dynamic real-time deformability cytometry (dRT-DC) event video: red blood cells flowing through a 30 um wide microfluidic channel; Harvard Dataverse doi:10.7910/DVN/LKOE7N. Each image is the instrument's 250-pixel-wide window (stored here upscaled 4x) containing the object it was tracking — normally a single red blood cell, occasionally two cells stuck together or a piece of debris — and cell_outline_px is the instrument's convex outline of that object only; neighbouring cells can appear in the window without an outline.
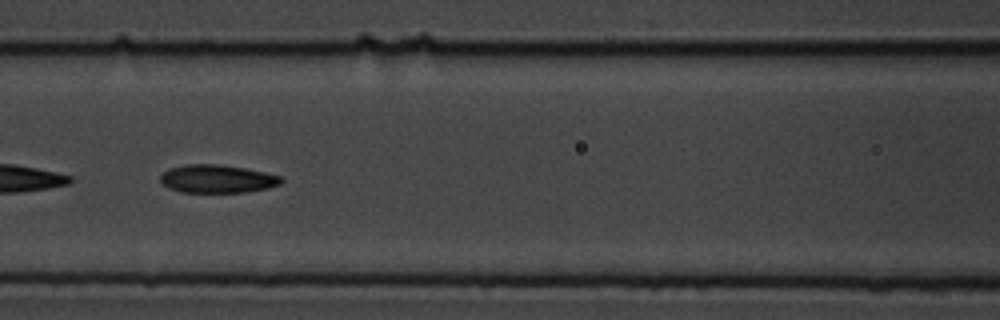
{"species": "common noctule bat (a hibernating species)", "species_latin": "Nyctalus noctula", "temperature_condition": "cold", "stored_images_in_passage": 18, "camera_frame_rate_fps": 3000, "um_per_image_px": 0.085, "animal": {"sex": "male", "body_mass_g": 19.5, "forearm_length_mm": 54.6}, "frame": {"image": 1, "passage_image": 8, "time_ms": 8.0, "image_size_px": [1000, 320], "cell_outline_px": [[284, 180], [280, 184], [268, 188], [244, 192], [180, 192], [168, 188], [160, 180], [160, 176], [164, 172], [172, 168], [188, 164], [220, 164], [244, 168], [264, 172], [280, 176]], "centroid_in_image_um": [18.47, 15.2], "position_along_channel_um": 148.1, "area_um2": 19.65}}
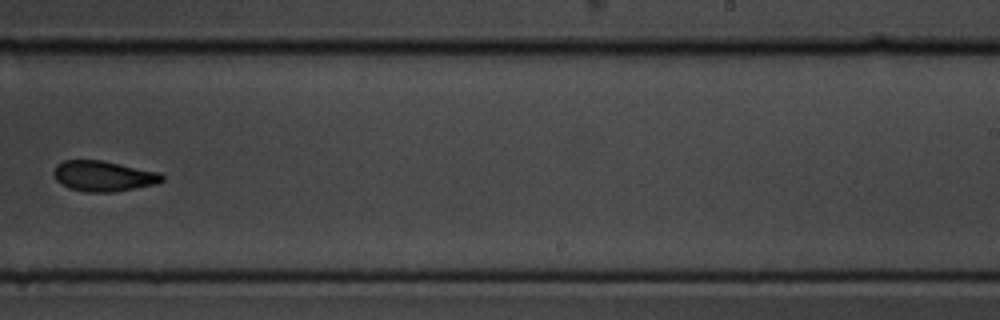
{"frame": {"image": 2, "passage_image": 11, "time_ms": 11.667, "image_size_px": [1000, 320], "cell_outline_px": [[164, 180], [156, 184], [116, 192], [84, 192], [68, 188], [60, 184], [56, 180], [52, 172], [56, 164], [64, 160], [104, 160], [160, 172], [164, 176]], "centroid_in_image_um": [8.78, 14.96], "position_along_channel_um": 280.2, "area_um2": 19.65}}
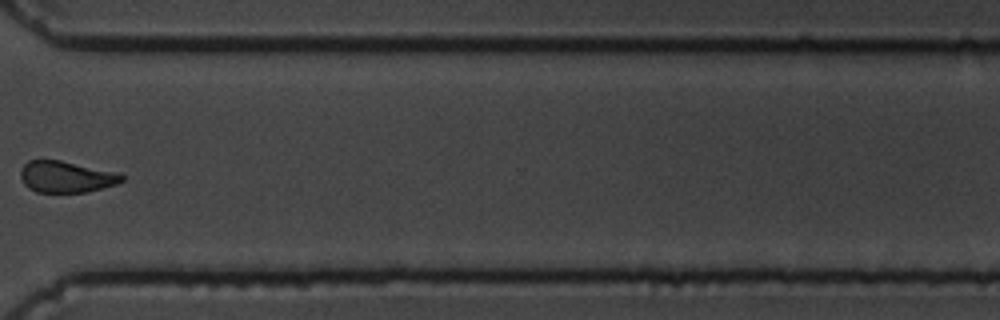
{"frame": {"image": 3, "passage_image": 13, "time_ms": 14.0, "image_size_px": [1000, 320], "cell_outline_px": [[124, 180], [116, 184], [88, 192], [36, 192], [28, 188], [24, 184], [20, 176], [20, 168], [28, 160], [60, 160], [120, 172], [124, 176]], "centroid_in_image_um": [5.63, 15.02], "position_along_channel_um": 365.0, "area_um2": 18.79}, "authors_computed_cell_mechanics": {"area_um2": 19.7387, "velocity_mm_per_s": 3.6288, "shape_relaxation_time_tau1_ms": 5.6568, "shape_relaxation_time_tau2_ms": 3.424, "deformation_change_tau1": 0.1384, "deformation_change_tau2": 0.0832}}